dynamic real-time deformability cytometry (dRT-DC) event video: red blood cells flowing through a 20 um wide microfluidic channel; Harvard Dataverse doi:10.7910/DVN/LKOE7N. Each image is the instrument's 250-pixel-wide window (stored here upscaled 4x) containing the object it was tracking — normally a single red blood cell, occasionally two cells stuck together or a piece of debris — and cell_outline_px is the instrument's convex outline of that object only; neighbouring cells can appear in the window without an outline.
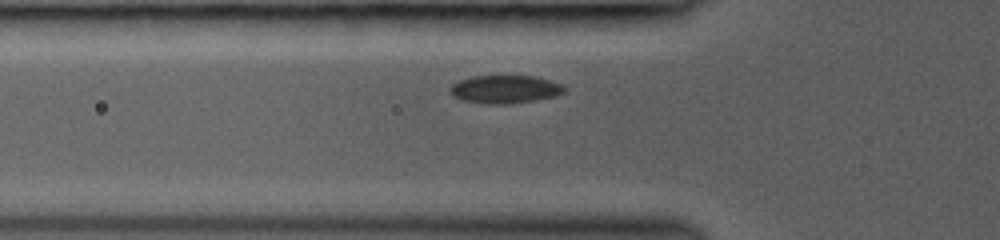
{"species": "common noctule bat (a hibernating species)", "species_latin": "Nyctalus noctula", "temperature_condition": "room temperature", "stored_images_in_passage": 28, "camera_frame_rate_fps": 3000, "um_per_image_px": 0.085, "animal": {"sex": "female", "body_mass_g": 19.0, "forearm_length_mm": 53.3}, "frame": {"image": 1, "passage_image": 3, "time_ms": 0.667, "image_size_px": [1000, 240], "cell_outline_px": [[568, 88], [564, 92], [556, 96], [536, 100], [508, 104], [484, 104], [460, 100], [452, 96], [448, 92], [448, 88], [452, 84], [460, 80], [472, 76], [532, 76], [548, 80], [560, 84]], "centroid_in_image_um": [42.87, 7.6], "position_along_channel_um": 82.9, "area_um2": 18.9}}
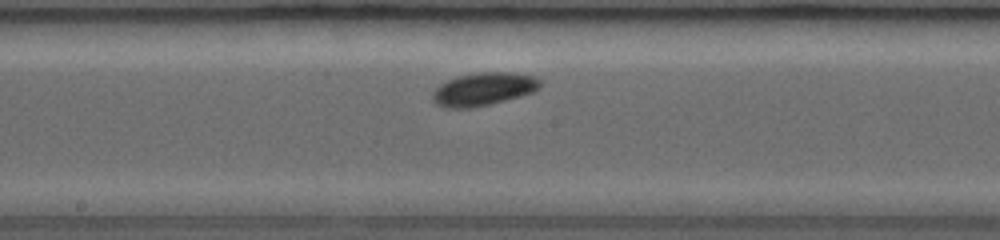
{"frame": {"image": 2, "passage_image": 12, "time_ms": 3.667, "image_size_px": [1000, 240], "cell_outline_px": [[540, 88], [532, 92], [520, 96], [472, 108], [448, 108], [436, 104], [432, 100], [432, 92], [440, 84], [456, 76], [480, 72], [512, 72], [536, 76], [540, 80]], "centroid_in_image_um": [41.09, 7.56], "position_along_channel_um": 207.1, "area_um2": 20.69}}
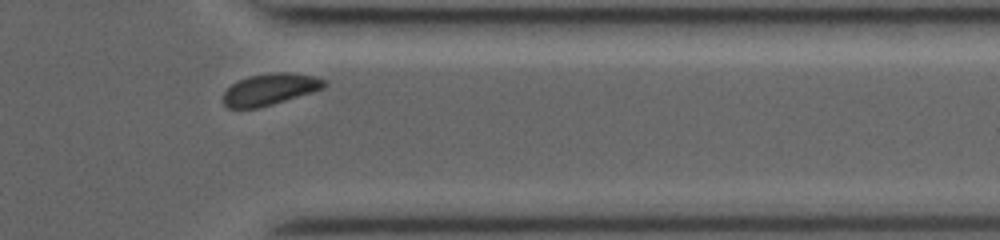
{"frame": {"image": 3, "passage_image": 25, "time_ms": 8.0, "image_size_px": [1000, 240], "cell_outline_px": [[328, 84], [324, 88], [312, 92], [272, 104], [256, 108], [228, 108], [224, 104], [224, 92], [236, 80], [248, 76], [276, 72], [288, 72], [316, 76], [328, 80]], "centroid_in_image_um": [22.98, 7.57], "position_along_channel_um": 388.4, "area_um2": 18.61}, "authors_computed_cell_mechanics": {"area_um2": 19.1318, "velocity_mm_per_s": 4.1613, "shape_relaxation_time_tau1_ms": 1.7684, "shape_relaxation_time_tau2_ms": null, "deformation_change_tau1": 0.0716, "deformation_change_tau2": null}}